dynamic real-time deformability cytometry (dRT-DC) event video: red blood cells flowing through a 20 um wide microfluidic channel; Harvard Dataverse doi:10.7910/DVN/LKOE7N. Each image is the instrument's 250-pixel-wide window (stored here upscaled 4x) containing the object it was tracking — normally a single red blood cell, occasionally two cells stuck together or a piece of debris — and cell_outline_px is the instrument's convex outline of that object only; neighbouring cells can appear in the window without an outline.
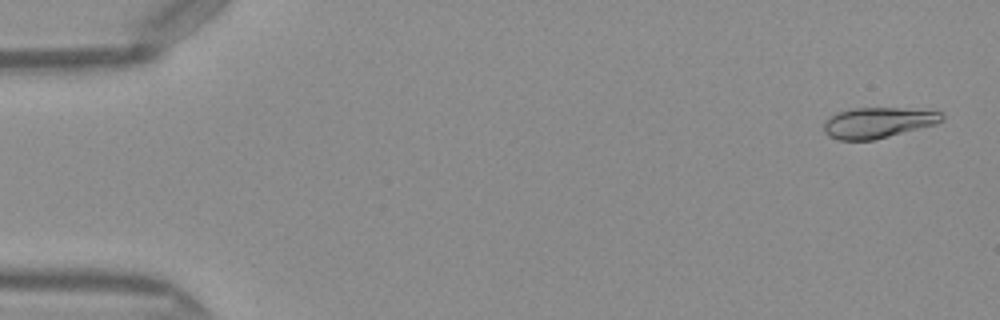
{"species": "Egyptian fruit bat (a non-hibernating species)", "species_latin": "Rousettus aegyptiacus", "temperature_condition": "warm", "stored_images_in_passage": 49, "camera_frame_rate_fps": 3000, "um_per_image_px": 0.085, "frame": {"image": 1, "passage_image": 2, "time_ms": 0.333, "image_size_px": [1000, 320], "cell_outline_px": [[944, 120], [936, 124], [872, 140], [840, 140], [828, 136], [824, 132], [824, 124], [836, 112], [848, 108], [900, 108], [940, 112], [944, 116]], "centroid_in_image_um": [74.6, 10.42], "position_along_channel_um": 10.4, "area_um2": 20.87}}
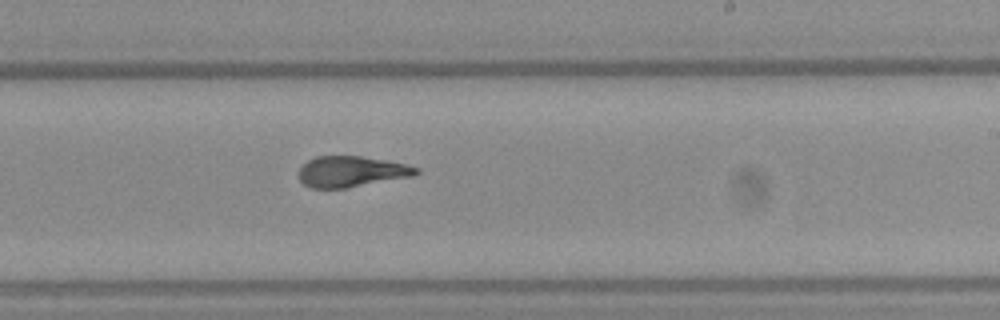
{"frame": {"image": 2, "passage_image": 30, "time_ms": 9.667, "image_size_px": [1000, 320], "cell_outline_px": [[420, 172], [412, 176], [344, 188], [312, 188], [304, 184], [300, 180], [300, 168], [308, 160], [316, 156], [360, 156], [408, 164], [420, 168]], "centroid_in_image_um": [29.89, 14.57], "position_along_channel_um": 259.1, "area_um2": 20.87}}
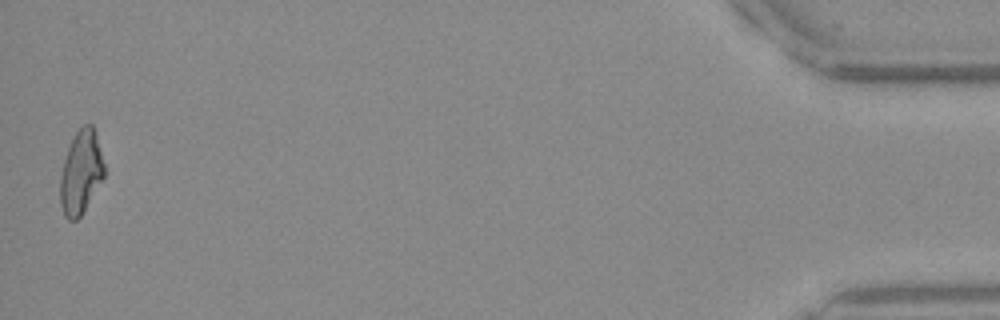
{"frame": {"image": 3, "passage_image": 49, "time_ms": 16.0, "image_size_px": [1000, 320], "cell_outline_px": [[104, 176], [80, 216], [76, 220], [68, 220], [64, 216], [60, 204], [60, 176], [64, 160], [68, 148], [76, 132], [84, 124], [92, 124], [96, 132], [104, 164]], "centroid_in_image_um": [6.87, 14.64], "position_along_channel_um": 428.3, "area_um2": 21.15}, "authors_computed_cell_mechanics": {"area_um2": 21.7328, "velocity_mm_per_s": 4.1163, "shape_relaxation_time_tau1_ms": 5.5757, "shape_relaxation_time_tau2_ms": 1.2132, "deformation_change_tau1": 0.2072, "deformation_change_tau2": 0.0858}}